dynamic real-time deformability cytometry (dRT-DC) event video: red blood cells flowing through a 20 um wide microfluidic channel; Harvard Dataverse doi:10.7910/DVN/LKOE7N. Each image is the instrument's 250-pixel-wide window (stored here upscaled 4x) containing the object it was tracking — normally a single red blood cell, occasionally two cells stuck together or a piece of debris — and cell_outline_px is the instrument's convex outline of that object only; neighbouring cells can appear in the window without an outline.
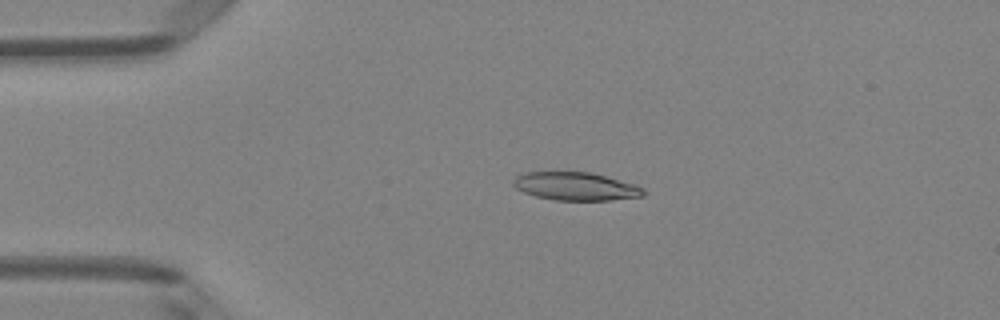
{"species": "Egyptian fruit bat (a non-hibernating species)", "species_latin": "Rousettus aegyptiacus", "temperature_condition": "room temperature", "stored_images_in_passage": 50, "camera_frame_rate_fps": 3000, "um_per_image_px": 0.085, "animal": {"sex": "female"}, "frame": {"image": 1, "passage_image": 11, "time_ms": 3.333, "image_size_px": [1000, 320], "cell_outline_px": [[648, 192], [644, 196], [612, 200], [556, 200], [536, 196], [524, 192], [516, 188], [512, 184], [512, 180], [516, 176], [524, 172], [592, 172], [636, 184], [644, 188]], "centroid_in_image_um": [48.98, 15.83], "position_along_channel_um": 36.0, "area_um2": 21.56}}
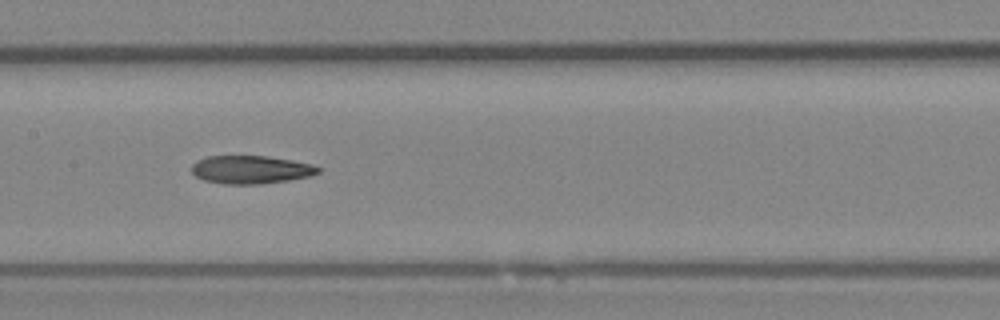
{"frame": {"image": 2, "passage_image": 25, "time_ms": 8.0, "image_size_px": [1000, 320], "cell_outline_px": [[320, 172], [308, 176], [288, 180], [260, 184], [224, 184], [204, 180], [196, 176], [192, 172], [192, 164], [196, 160], [208, 156], [268, 156], [292, 160], [312, 164], [320, 168]], "centroid_in_image_um": [21.3, 14.41], "position_along_channel_um": 186.1, "area_um2": 20.69}}
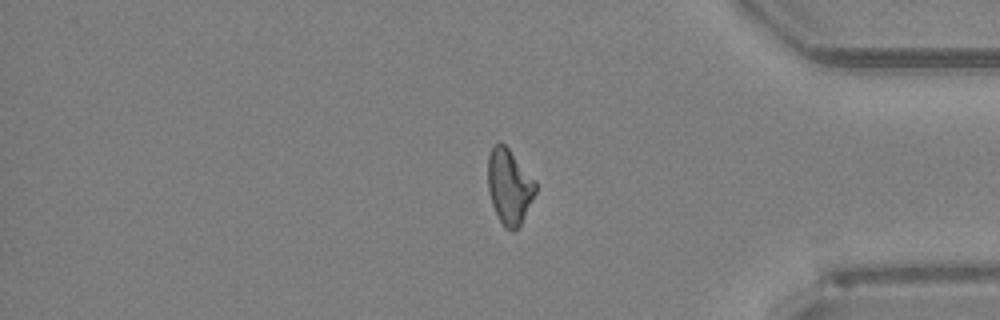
{"frame": {"image": 3, "passage_image": 42, "time_ms": 13.667, "image_size_px": [1000, 320], "cell_outline_px": [[536, 192], [520, 224], [512, 232], [504, 228], [496, 216], [492, 204], [488, 188], [488, 156], [492, 144], [500, 140], [508, 148], [536, 180]], "centroid_in_image_um": [43.27, 15.83], "position_along_channel_um": 391.9, "area_um2": 21.04}}